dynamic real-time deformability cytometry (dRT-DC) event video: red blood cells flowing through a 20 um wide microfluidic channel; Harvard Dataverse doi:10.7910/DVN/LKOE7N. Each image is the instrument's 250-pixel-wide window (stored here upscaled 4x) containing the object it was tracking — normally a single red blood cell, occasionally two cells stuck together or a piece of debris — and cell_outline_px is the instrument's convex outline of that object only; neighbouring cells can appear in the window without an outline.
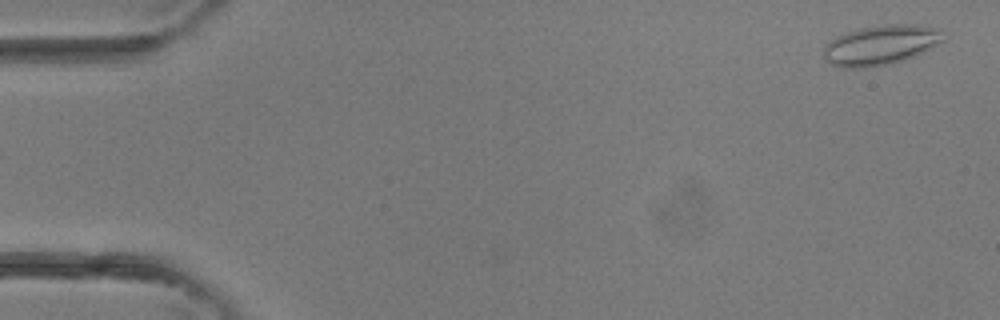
{"species": "common noctule bat (a hibernating species)", "species_latin": "Nyctalus noctula", "temperature_condition": "room temperature", "stored_images_in_passage": 4, "camera_frame_rate_fps": 3000, "um_per_image_px": 0.085, "animal": {"sex": "female"}, "frame": {"image": 1, "passage_image": 1, "time_ms": 0.0, "image_size_px": [1000, 320], "cell_outline_px": [[944, 40], [924, 52], [916, 56], [904, 60], [888, 64], [864, 68], [840, 68], [828, 64], [824, 56], [824, 48], [836, 36], [860, 28], [884, 24], [916, 24], [944, 28]], "centroid_in_image_um": [74.91, 3.82], "position_along_channel_um": 10.1, "area_um2": 28.15}}